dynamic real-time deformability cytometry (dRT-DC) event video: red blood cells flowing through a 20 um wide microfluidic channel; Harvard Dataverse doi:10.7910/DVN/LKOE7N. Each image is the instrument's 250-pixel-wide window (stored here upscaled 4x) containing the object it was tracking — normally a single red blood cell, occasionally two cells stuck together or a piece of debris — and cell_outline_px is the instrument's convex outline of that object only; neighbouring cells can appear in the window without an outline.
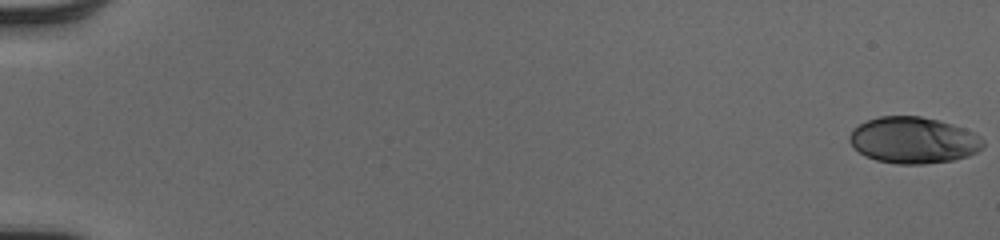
{"species": "human", "species_latin": "Homo sapiens", "temperature_condition": "cold", "stored_images_in_passage": 53, "camera_frame_rate_fps": 3000, "um_per_image_px": 0.085, "donor": {"sex": "male"}, "frame": {"image": 1, "passage_image": 1, "time_ms": 0.0, "image_size_px": [1000, 240], "cell_outline_px": [[984, 148], [968, 156], [952, 160], [924, 164], [896, 164], [876, 160], [864, 156], [848, 140], [848, 136], [852, 128], [868, 120], [880, 116], [920, 116], [952, 124], [964, 128], [980, 136], [984, 140]], "centroid_in_image_um": [77.64, 11.92], "position_along_channel_um": 7.4, "area_um2": 36.18}}
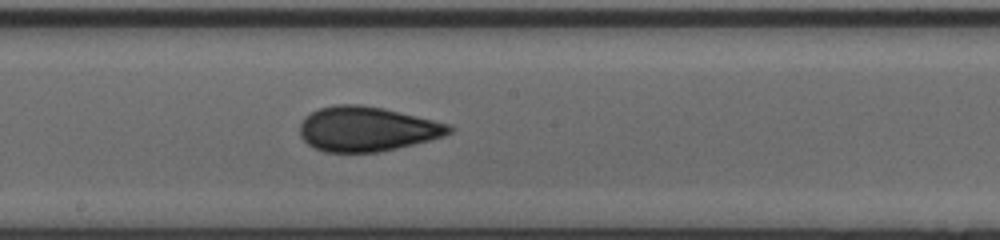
{"frame": {"image": 2, "passage_image": 31, "time_ms": 10.0, "image_size_px": [1000, 240], "cell_outline_px": [[456, 128], [452, 132], [444, 136], [380, 152], [324, 152], [308, 144], [300, 136], [300, 124], [304, 116], [320, 108], [332, 104], [360, 104], [384, 108], [452, 124]], "centroid_in_image_um": [31.2, 10.95], "position_along_channel_um": 217.0, "area_um2": 39.13}}
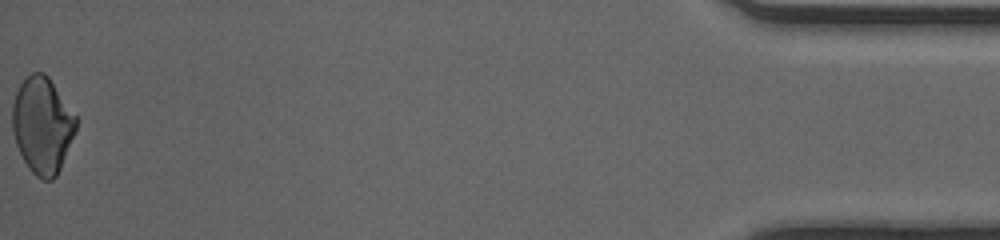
{"frame": {"image": 3, "passage_image": 53, "time_ms": 17.333, "image_size_px": [1000, 240], "cell_outline_px": [[76, 132], [60, 168], [56, 176], [52, 180], [40, 180], [28, 168], [16, 144], [12, 132], [12, 104], [16, 92], [20, 84], [32, 72], [44, 72], [48, 76], [76, 116]], "centroid_in_image_um": [3.59, 10.65], "position_along_channel_um": 431.6, "area_um2": 35.72}, "authors_computed_cell_mechanics": {"area_um2": 36.8764, "velocity_mm_per_s": 4.1133, "shape_relaxation_time_tau1_ms": 10.8504, "shape_relaxation_time_tau2_ms": 1.2358, "deformation_change_tau1": 0.208, "deformation_change_tau2": 0.071}}